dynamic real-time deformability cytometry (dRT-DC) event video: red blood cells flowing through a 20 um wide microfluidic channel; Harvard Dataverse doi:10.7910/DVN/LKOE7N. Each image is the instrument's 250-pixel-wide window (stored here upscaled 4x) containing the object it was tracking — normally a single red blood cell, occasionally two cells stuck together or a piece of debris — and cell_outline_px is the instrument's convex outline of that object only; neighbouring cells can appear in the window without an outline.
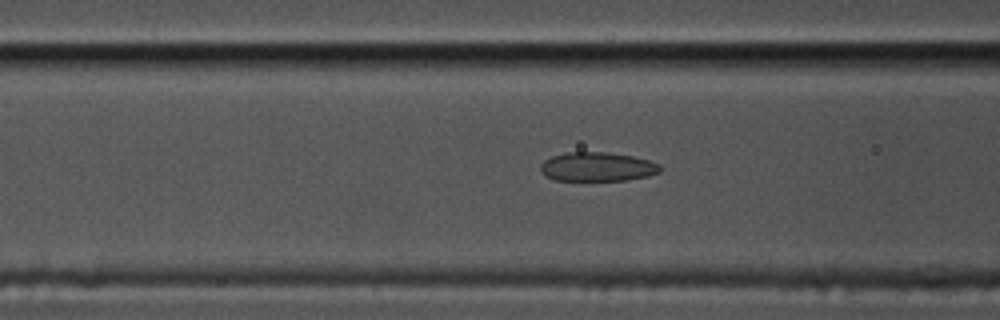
{"species": "common noctule bat (a hibernating species)", "species_latin": "Nyctalus noctula", "temperature_condition": "cold", "stored_images_in_passage": 35, "camera_frame_rate_fps": 3000, "um_per_image_px": 0.085, "animal": {"sex": "male", "body_mass_g": 17.5, "forearm_length_mm": 52.3}, "frame": {"image": 1, "passage_image": 22, "time_ms": 7.0, "image_size_px": [1000, 320], "cell_outline_px": [[660, 172], [648, 176], [628, 180], [552, 180], [544, 176], [540, 172], [540, 164], [544, 160], [552, 156], [564, 152], [604, 152], [632, 156], [648, 160], [660, 164]], "centroid_in_image_um": [50.72, 14.18], "position_along_channel_um": 115.9, "area_um2": 20.4}}
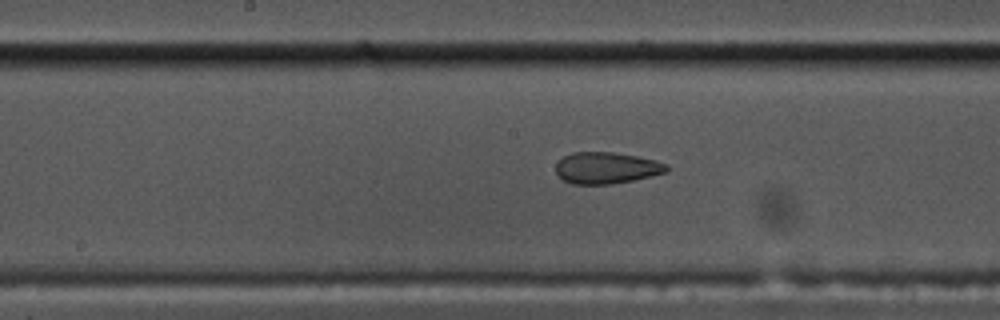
{"frame": {"image": 2, "passage_image": 29, "time_ms": 9.333, "image_size_px": [1000, 320], "cell_outline_px": [[668, 172], [632, 180], [612, 184], [572, 184], [564, 180], [556, 172], [556, 164], [564, 156], [572, 152], [612, 152], [636, 156], [656, 160], [668, 164]], "centroid_in_image_um": [51.56, 14.27], "position_along_channel_um": 196.6, "area_um2": 20.29}}
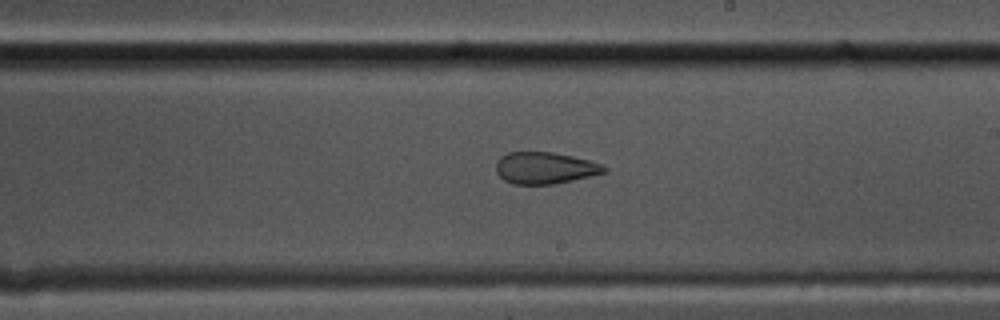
{"frame": {"image": 3, "passage_image": 33, "time_ms": 10.667, "image_size_px": [1000, 320], "cell_outline_px": [[608, 172], [572, 180], [552, 184], [512, 184], [504, 180], [496, 172], [496, 160], [500, 156], [508, 152], [552, 152], [572, 156], [604, 164], [608, 168]], "centroid_in_image_um": [46.32, 14.27], "position_along_channel_um": 242.7, "area_um2": 20.11}}